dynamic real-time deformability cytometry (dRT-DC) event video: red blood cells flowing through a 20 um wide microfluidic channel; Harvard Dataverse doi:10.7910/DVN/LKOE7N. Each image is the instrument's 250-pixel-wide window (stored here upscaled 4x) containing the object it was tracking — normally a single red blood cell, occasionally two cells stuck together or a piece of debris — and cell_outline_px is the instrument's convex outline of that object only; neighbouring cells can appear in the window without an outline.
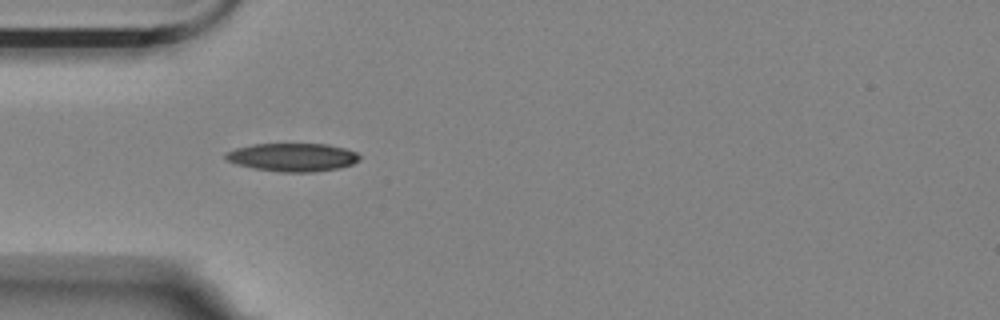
{"species": "Egyptian fruit bat (a non-hibernating species)", "species_latin": "Rousettus aegyptiacus", "temperature_condition": "room temperature", "stored_images_in_passage": 6, "camera_frame_rate_fps": 3000, "um_per_image_px": 0.085, "animal": {"sex": "female"}, "frame": {"image": 1, "passage_image": 5, "time_ms": 1.333, "image_size_px": [1000, 320], "cell_outline_px": [[360, 160], [352, 164], [340, 168], [312, 172], [280, 172], [256, 168], [236, 164], [228, 160], [224, 156], [224, 152], [236, 148], [252, 144], [328, 144], [344, 148], [356, 152], [360, 156]], "centroid_in_image_um": [24.88, 13.36], "position_along_channel_um": 60.1, "area_um2": 22.02}}
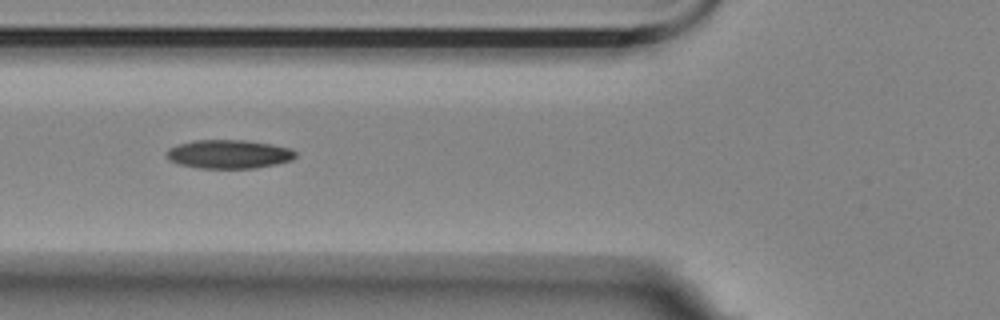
{"frame": {"image": 2, "passage_image": 6, "time_ms": 1.667, "image_size_px": [1000, 320], "cell_outline_px": [[296, 156], [292, 160], [276, 164], [256, 168], [200, 168], [176, 164], [168, 160], [164, 156], [168, 148], [180, 144], [196, 140], [244, 140], [272, 144], [292, 148], [296, 152]], "centroid_in_image_um": [19.44, 13.11], "position_along_channel_um": 106.4, "area_um2": 21.79}}